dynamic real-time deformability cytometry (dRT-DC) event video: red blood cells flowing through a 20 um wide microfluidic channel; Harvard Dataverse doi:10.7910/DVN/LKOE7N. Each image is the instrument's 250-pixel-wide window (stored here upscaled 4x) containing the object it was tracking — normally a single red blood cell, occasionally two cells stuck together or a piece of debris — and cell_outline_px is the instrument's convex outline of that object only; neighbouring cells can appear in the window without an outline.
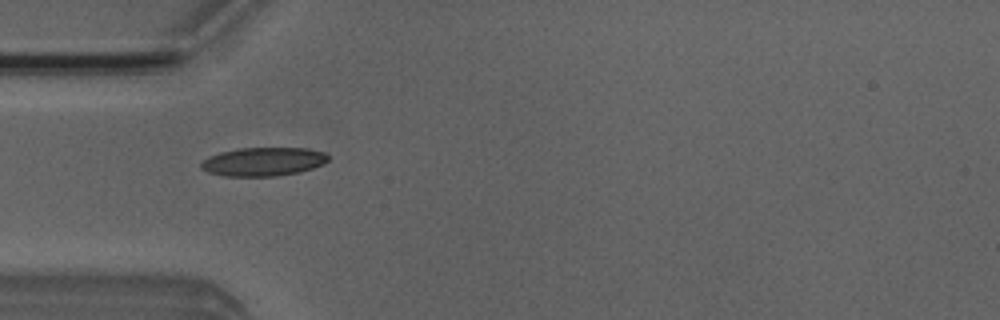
{"species": "Egyptian fruit bat (a non-hibernating species)", "species_latin": "Rousettus aegyptiacus", "temperature_condition": "room temperature", "stored_images_in_passage": 4, "camera_frame_rate_fps": 3000, "um_per_image_px": 0.085, "animal": {"sex": "male"}, "frame": {"image": 1, "passage_image": 1, "time_ms": 0.0, "image_size_px": [1000, 320], "cell_outline_px": [[328, 160], [324, 164], [312, 168], [296, 172], [276, 176], [224, 176], [208, 172], [200, 168], [200, 164], [208, 156], [220, 152], [240, 148], [308, 148], [324, 152], [328, 156]], "centroid_in_image_um": [22.36, 13.73], "position_along_channel_um": 62.6, "area_um2": 21.15}}